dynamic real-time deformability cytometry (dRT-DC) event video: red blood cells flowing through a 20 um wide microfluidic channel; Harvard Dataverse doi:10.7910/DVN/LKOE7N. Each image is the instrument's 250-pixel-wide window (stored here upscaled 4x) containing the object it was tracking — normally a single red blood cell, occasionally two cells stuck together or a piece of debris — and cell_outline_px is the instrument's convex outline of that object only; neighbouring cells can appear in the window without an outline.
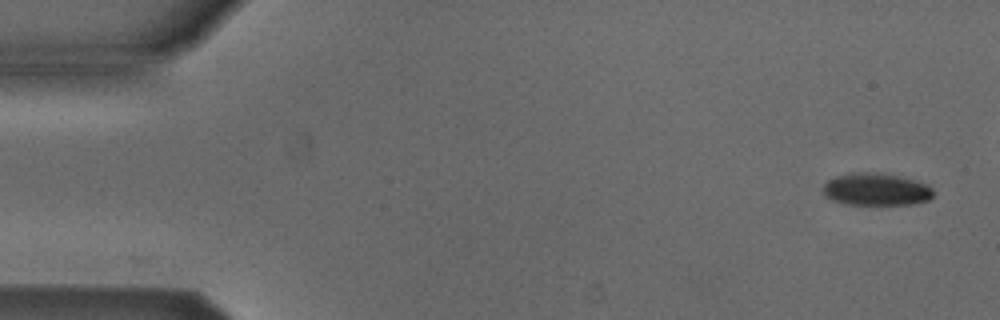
{"species": "Egyptian fruit bat (a non-hibernating species)", "species_latin": "Rousettus aegyptiacus", "temperature_condition": "cold", "stored_images_in_passage": 46, "camera_frame_rate_fps": 3000, "um_per_image_px": 0.085, "animal": {"sex": "male"}, "frame": {"image": 1, "passage_image": 1, "time_ms": 0.0, "image_size_px": [1000, 320], "cell_outline_px": [[932, 196], [928, 200], [912, 204], [848, 204], [832, 200], [824, 196], [824, 184], [828, 180], [836, 176], [852, 172], [880, 172], [916, 180], [928, 184], [932, 188]], "centroid_in_image_um": [74.47, 16.08], "position_along_channel_um": 10.5, "area_um2": 20.81}}
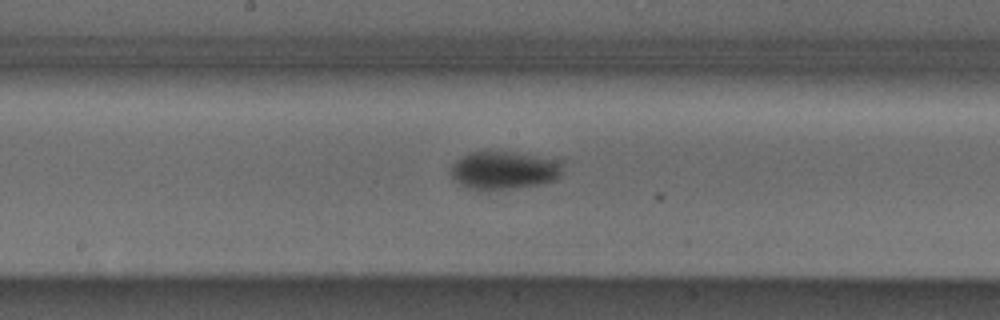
{"frame": {"image": 2, "passage_image": 26, "time_ms": 8.333, "image_size_px": [1000, 320], "cell_outline_px": [[564, 160], [560, 176], [556, 180], [540, 184], [488, 192], [464, 188], [452, 176], [452, 164], [456, 160], [472, 152], [512, 152]], "centroid_in_image_um": [42.87, 14.5], "position_along_channel_um": 205.3, "area_um2": 25.14}}
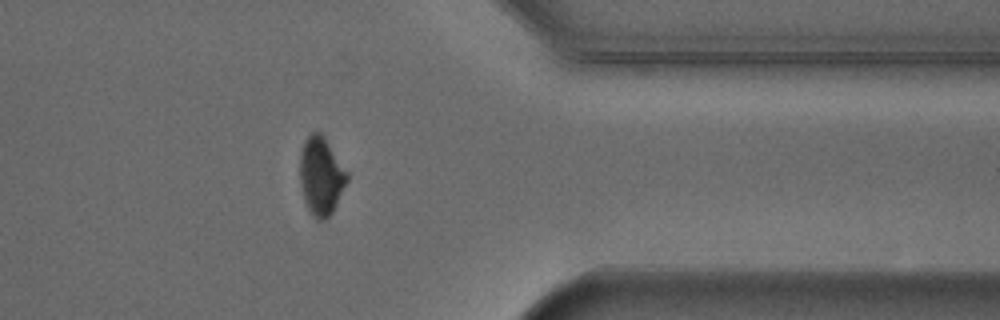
{"frame": {"image": 3, "passage_image": 41, "time_ms": 13.333, "image_size_px": [1000, 320], "cell_outline_px": [[348, 180], [332, 212], [324, 220], [316, 220], [312, 216], [304, 200], [300, 184], [300, 152], [304, 140], [312, 132], [320, 132], [324, 136], [348, 172]], "centroid_in_image_um": [27.28, 14.95], "position_along_channel_um": 384.1, "area_um2": 21.44}, "authors_computed_cell_mechanics": {"area_um2": 23.4668, "velocity_mm_per_s": 3.8644, "shape_relaxation_time_tau1_ms": 2.1077, "shape_relaxation_time_tau2_ms": null, "deformation_change_tau1": 0.0882, "deformation_change_tau2": null}}